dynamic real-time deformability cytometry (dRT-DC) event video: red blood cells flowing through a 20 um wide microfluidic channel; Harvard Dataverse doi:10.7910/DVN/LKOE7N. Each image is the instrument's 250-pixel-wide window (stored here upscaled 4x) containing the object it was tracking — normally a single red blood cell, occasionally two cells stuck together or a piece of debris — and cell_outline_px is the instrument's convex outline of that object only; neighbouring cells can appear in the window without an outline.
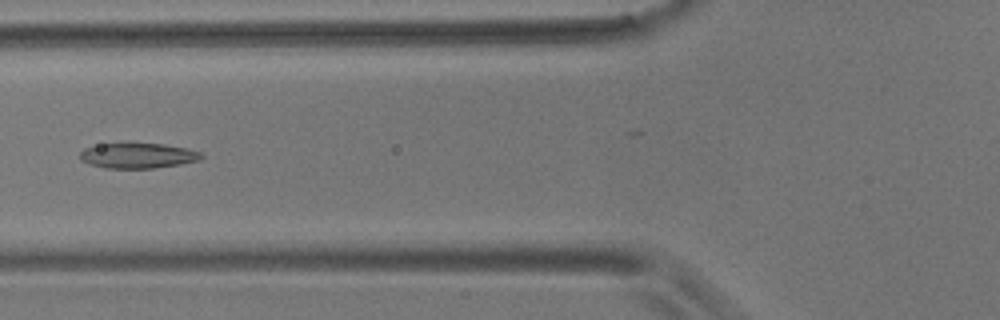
{"species": "common noctule bat (a hibernating species)", "species_latin": "Nyctalus noctula", "temperature_condition": "room temperature", "stored_images_in_passage": 5, "camera_frame_rate_fps": 3000, "um_per_image_px": 0.085, "animal": {"sex": "male", "body_mass_g": 17.9}, "frame": {"image": 1, "passage_image": 5, "time_ms": 5.333, "image_size_px": [1000, 320], "cell_outline_px": [[204, 156], [200, 160], [180, 164], [152, 168], [104, 168], [88, 164], [80, 160], [80, 152], [84, 148], [100, 144], [164, 144], [188, 148], [200, 152]], "centroid_in_image_um": [11.71, 13.23], "position_along_channel_um": 114.1, "area_um2": 17.8}}